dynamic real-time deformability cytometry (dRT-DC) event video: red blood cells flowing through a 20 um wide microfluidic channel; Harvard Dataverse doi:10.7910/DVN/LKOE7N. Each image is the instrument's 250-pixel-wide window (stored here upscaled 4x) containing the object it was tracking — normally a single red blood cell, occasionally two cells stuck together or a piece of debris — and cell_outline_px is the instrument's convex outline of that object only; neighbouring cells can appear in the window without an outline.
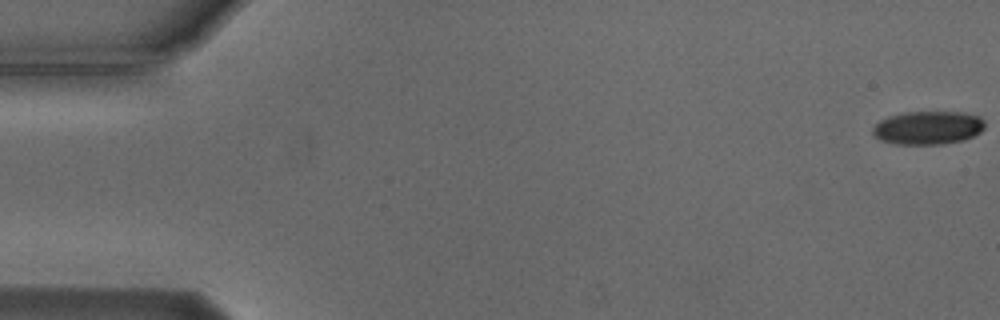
{"species": "Egyptian fruit bat (a non-hibernating species)", "species_latin": "Rousettus aegyptiacus", "temperature_condition": "cold", "stored_images_in_passage": 47, "camera_frame_rate_fps": 3000, "um_per_image_px": 0.085, "animal": {"sex": "male"}, "frame": {"image": 1, "passage_image": 1, "time_ms": 0.0, "image_size_px": [1000, 320], "cell_outline_px": [[984, 128], [980, 132], [964, 140], [940, 144], [896, 144], [880, 140], [872, 132], [872, 128], [880, 120], [888, 116], [904, 112], [964, 112], [980, 116], [984, 120]], "centroid_in_image_um": [78.88, 10.85], "position_along_channel_um": 6.1, "area_um2": 21.85}}
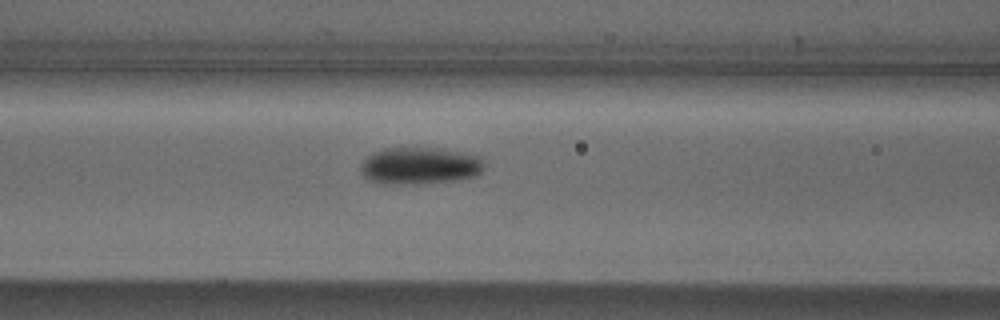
{"frame": {"image": 2, "passage_image": 23, "time_ms": 7.333, "image_size_px": [1000, 320], "cell_outline_px": [[484, 168], [476, 176], [456, 180], [396, 184], [380, 184], [368, 180], [364, 176], [360, 168], [364, 160], [368, 156], [384, 148], [436, 148], [460, 152], [480, 156], [484, 164]], "centroid_in_image_um": [35.68, 14.09], "position_along_channel_um": 130.9, "area_um2": 26.36}}
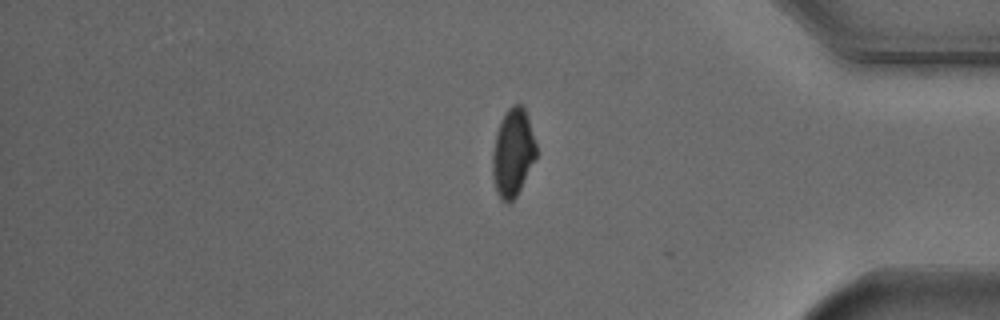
{"frame": {"image": 3, "passage_image": 46, "time_ms": 15.0, "image_size_px": [1000, 320], "cell_outline_px": [[536, 160], [516, 196], [508, 204], [500, 200], [496, 192], [492, 176], [492, 152], [496, 132], [500, 120], [504, 112], [512, 104], [520, 104], [524, 108], [536, 144]], "centroid_in_image_um": [43.57, 13.0], "position_along_channel_um": 391.6, "area_um2": 22.6}, "authors_computed_cell_mechanics": {"area_um2": 24.3916, "velocity_mm_per_s": 3.7426, "shape_relaxation_time_tau1_ms": 2.8429, "shape_relaxation_time_tau2_ms": null, "deformation_change_tau1": 0.1023, "deformation_change_tau2": null}}